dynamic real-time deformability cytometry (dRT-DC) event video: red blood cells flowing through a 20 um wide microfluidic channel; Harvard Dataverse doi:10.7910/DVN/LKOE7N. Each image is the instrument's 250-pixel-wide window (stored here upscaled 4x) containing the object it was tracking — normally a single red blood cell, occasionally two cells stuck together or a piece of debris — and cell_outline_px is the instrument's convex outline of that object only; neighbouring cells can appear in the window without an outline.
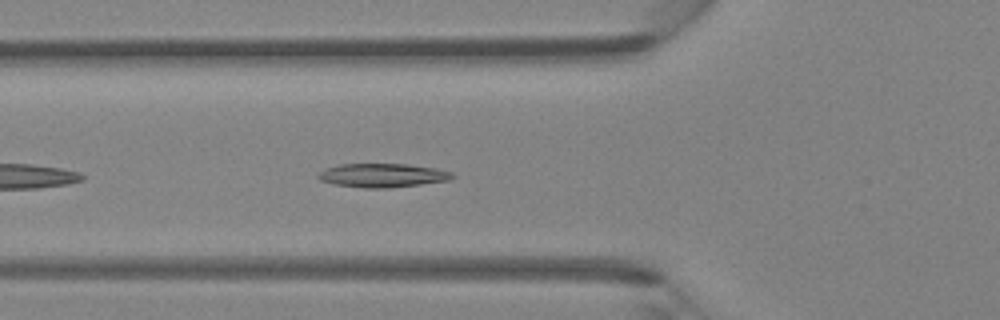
{"species": "Egyptian fruit bat (a non-hibernating species)", "species_latin": "Rousettus aegyptiacus", "temperature_condition": "room temperature", "stored_images_in_passage": 34, "camera_frame_rate_fps": 3000, "um_per_image_px": 0.085, "animal": {"sex": "female"}, "frame": {"image": 1, "passage_image": 5, "time_ms": 1.333, "image_size_px": [1000, 320], "cell_outline_px": [[456, 176], [448, 180], [420, 184], [388, 188], [364, 188], [332, 184], [320, 180], [316, 176], [324, 168], [340, 164], [408, 164], [436, 168], [452, 172]], "centroid_in_image_um": [32.49, 14.9], "position_along_channel_um": 93.3, "area_um2": 18.67}}
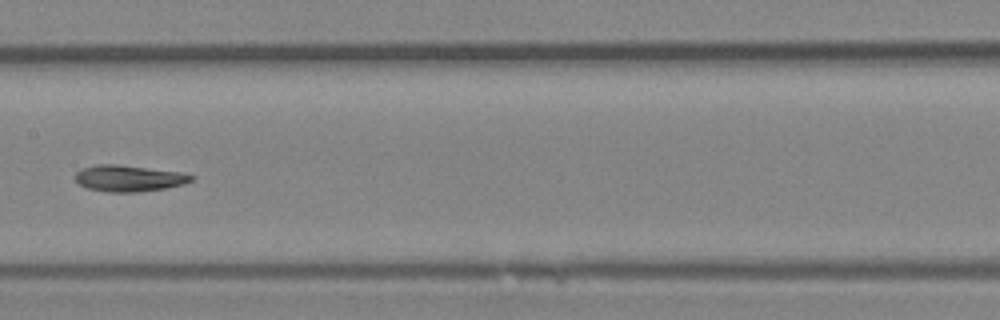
{"frame": {"image": 2, "passage_image": 12, "time_ms": 3.667, "image_size_px": [1000, 320], "cell_outline_px": [[196, 176], [192, 180], [184, 184], [164, 188], [136, 192], [108, 192], [88, 188], [80, 184], [76, 180], [76, 172], [80, 168], [96, 164], [116, 164], [184, 172]], "centroid_in_image_um": [10.97, 15.14], "position_along_channel_um": 196.4, "area_um2": 17.86}}
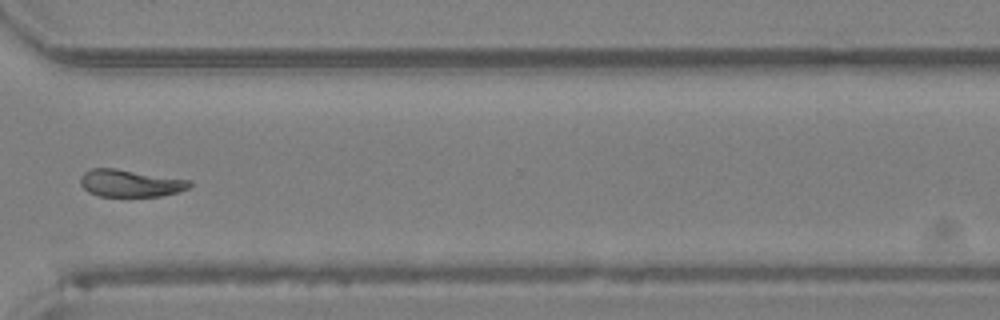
{"frame": {"image": 3, "passage_image": 23, "time_ms": 7.333, "image_size_px": [1000, 320], "cell_outline_px": [[192, 184], [188, 188], [176, 192], [160, 196], [100, 196], [88, 192], [80, 184], [80, 176], [84, 172], [92, 168], [116, 168], [192, 180]], "centroid_in_image_um": [11.06, 15.56], "position_along_channel_um": 359.5, "area_um2": 17.4}}